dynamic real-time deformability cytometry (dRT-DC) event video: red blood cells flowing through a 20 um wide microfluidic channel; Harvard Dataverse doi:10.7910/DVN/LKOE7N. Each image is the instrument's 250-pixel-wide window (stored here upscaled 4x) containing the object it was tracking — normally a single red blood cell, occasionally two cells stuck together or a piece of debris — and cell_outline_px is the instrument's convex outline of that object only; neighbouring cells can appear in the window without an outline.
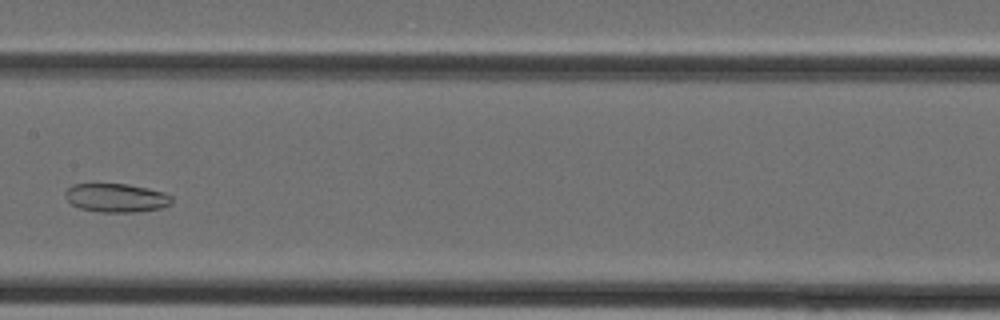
{"species": "Egyptian fruit bat (a non-hibernating species)", "species_latin": "Rousettus aegyptiacus", "temperature_condition": "cold", "stored_images_in_passage": 36, "camera_frame_rate_fps": 3000, "um_per_image_px": 0.085, "animal": {"sex": "female"}, "frame": {"image": 1, "passage_image": 16, "time_ms": 5.0, "image_size_px": [1000, 320], "cell_outline_px": [[172, 204], [160, 208], [136, 212], [100, 212], [80, 208], [72, 204], [64, 196], [64, 192], [72, 184], [128, 184], [148, 188], [164, 192], [172, 196]], "centroid_in_image_um": [9.89, 16.81], "position_along_channel_um": 197.5, "area_um2": 17.86}}
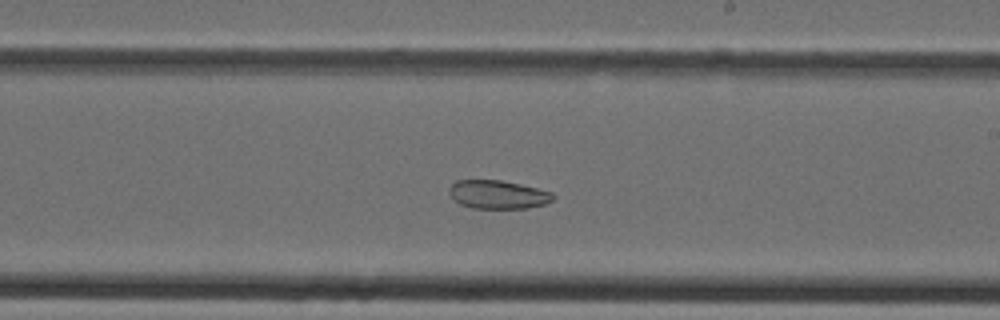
{"frame": {"image": 2, "passage_image": 19, "time_ms": 6.0, "image_size_px": [1000, 320], "cell_outline_px": [[556, 196], [552, 200], [544, 204], [528, 208], [472, 208], [460, 204], [448, 192], [448, 188], [456, 180], [500, 180], [520, 184], [552, 192]], "centroid_in_image_um": [42.32, 16.53], "position_along_channel_um": 246.7, "area_um2": 17.17}}
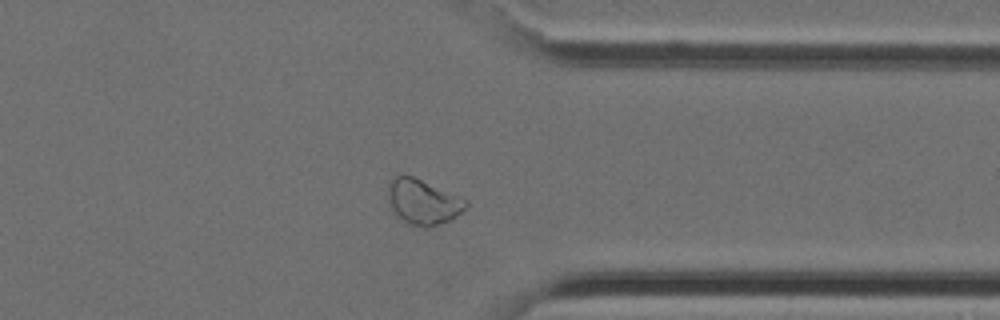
{"frame": {"image": 3, "passage_image": 27, "time_ms": 8.667, "image_size_px": [1000, 320], "cell_outline_px": [[468, 204], [456, 216], [440, 224], [428, 228], [424, 228], [408, 224], [396, 216], [388, 208], [388, 184], [396, 176], [412, 176], [460, 196], [468, 200]], "centroid_in_image_um": [35.92, 17.19], "position_along_channel_um": 375.5, "area_um2": 20.58}}